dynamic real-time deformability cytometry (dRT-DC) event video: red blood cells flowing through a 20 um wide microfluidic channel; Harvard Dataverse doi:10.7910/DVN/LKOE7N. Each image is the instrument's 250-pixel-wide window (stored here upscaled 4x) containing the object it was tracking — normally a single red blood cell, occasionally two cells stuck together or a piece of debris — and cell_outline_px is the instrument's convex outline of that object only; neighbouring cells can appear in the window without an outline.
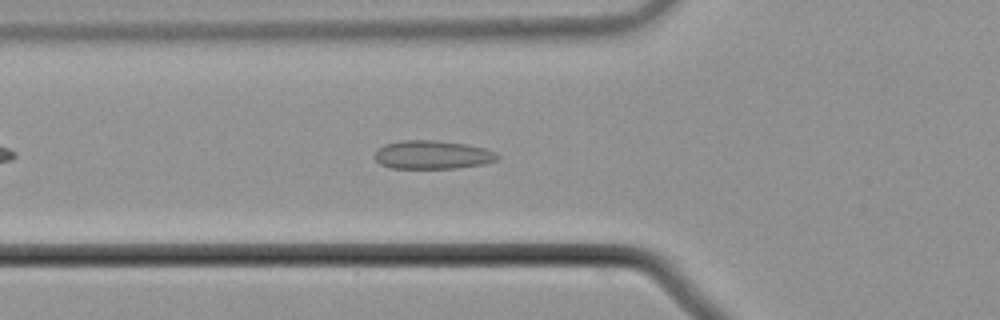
{"species": "common noctule bat (a hibernating species)", "species_latin": "Nyctalus noctula", "temperature_condition": "cold", "stored_images_in_passage": 39, "camera_frame_rate_fps": 3000, "um_per_image_px": 0.085, "animal": {"sex": "male", "body_mass_g": 21.5, "forearm_length_mm": 52.0}, "frame": {"image": 1, "passage_image": 9, "time_ms": 2.667, "image_size_px": [1000, 320], "cell_outline_px": [[500, 156], [496, 160], [480, 164], [456, 168], [392, 168], [380, 164], [372, 156], [384, 144], [400, 140], [436, 140], [464, 144], [484, 148], [496, 152]], "centroid_in_image_um": [36.72, 13.15], "position_along_channel_um": 89.1, "area_um2": 20.29}}
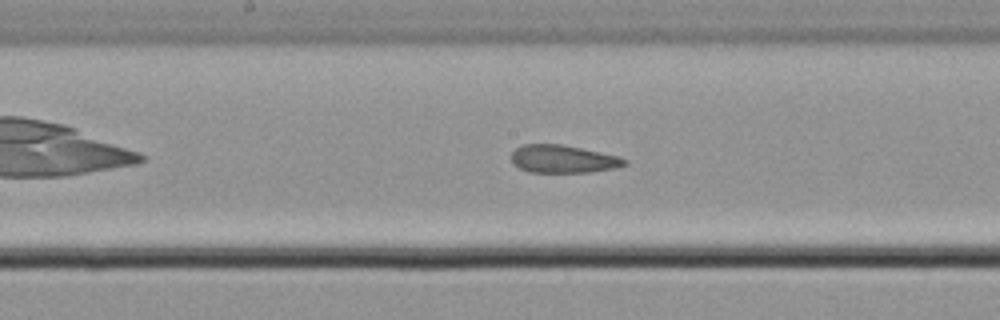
{"frame": {"image": 2, "passage_image": 18, "time_ms": 5.667, "image_size_px": [1000, 320], "cell_outline_px": [[628, 164], [616, 168], [588, 172], [528, 172], [512, 164], [512, 152], [516, 148], [524, 144], [560, 144], [620, 156], [628, 160]], "centroid_in_image_um": [47.88, 13.52], "position_along_channel_um": 200.3, "area_um2": 18.38}}
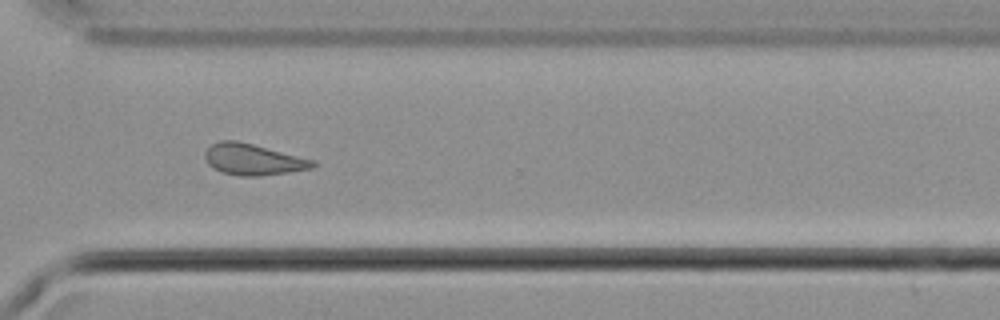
{"frame": {"image": 3, "passage_image": 30, "time_ms": 9.667, "image_size_px": [1000, 320], "cell_outline_px": [[316, 164], [312, 168], [288, 172], [260, 176], [240, 176], [224, 172], [208, 164], [204, 156], [204, 152], [212, 144], [220, 140], [236, 140], [316, 160]], "centroid_in_image_um": [21.52, 13.55], "position_along_channel_um": 349.1, "area_um2": 19.42}}